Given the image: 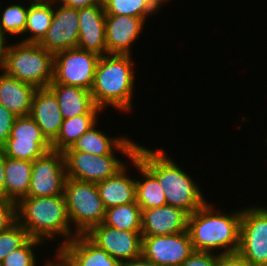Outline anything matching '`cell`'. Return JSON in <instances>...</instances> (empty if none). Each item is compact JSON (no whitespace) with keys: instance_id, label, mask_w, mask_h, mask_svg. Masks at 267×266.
I'll return each mask as SVG.
<instances>
[{"instance_id":"obj_1","label":"cell","mask_w":267,"mask_h":266,"mask_svg":"<svg viewBox=\"0 0 267 266\" xmlns=\"http://www.w3.org/2000/svg\"><path fill=\"white\" fill-rule=\"evenodd\" d=\"M135 157L158 179L168 205L190 215L209 201L198 181L177 165L164 148L152 150L138 144Z\"/></svg>"},{"instance_id":"obj_2","label":"cell","mask_w":267,"mask_h":266,"mask_svg":"<svg viewBox=\"0 0 267 266\" xmlns=\"http://www.w3.org/2000/svg\"><path fill=\"white\" fill-rule=\"evenodd\" d=\"M215 208L212 201L211 203L207 201L201 208L189 215L187 230L193 249L219 255L237 253L241 209L224 212L222 209Z\"/></svg>"},{"instance_id":"obj_3","label":"cell","mask_w":267,"mask_h":266,"mask_svg":"<svg viewBox=\"0 0 267 266\" xmlns=\"http://www.w3.org/2000/svg\"><path fill=\"white\" fill-rule=\"evenodd\" d=\"M131 55L106 54L100 56L90 90L97 107H107L129 113L133 105L135 69Z\"/></svg>"},{"instance_id":"obj_4","label":"cell","mask_w":267,"mask_h":266,"mask_svg":"<svg viewBox=\"0 0 267 266\" xmlns=\"http://www.w3.org/2000/svg\"><path fill=\"white\" fill-rule=\"evenodd\" d=\"M17 222L27 229L32 238L45 243L53 241L56 236L63 237L62 242H57V248L77 235L68 218L64 195L20 199L17 202Z\"/></svg>"},{"instance_id":"obj_5","label":"cell","mask_w":267,"mask_h":266,"mask_svg":"<svg viewBox=\"0 0 267 266\" xmlns=\"http://www.w3.org/2000/svg\"><path fill=\"white\" fill-rule=\"evenodd\" d=\"M138 144L131 137H126L108 155H93L81 151H63L67 178L97 184L112 177L127 165V162L116 157L117 151L118 154L121 153L131 160L135 156Z\"/></svg>"},{"instance_id":"obj_6","label":"cell","mask_w":267,"mask_h":266,"mask_svg":"<svg viewBox=\"0 0 267 266\" xmlns=\"http://www.w3.org/2000/svg\"><path fill=\"white\" fill-rule=\"evenodd\" d=\"M54 55L38 43L18 41L10 44L4 72L39 88L53 81Z\"/></svg>"},{"instance_id":"obj_7","label":"cell","mask_w":267,"mask_h":266,"mask_svg":"<svg viewBox=\"0 0 267 266\" xmlns=\"http://www.w3.org/2000/svg\"><path fill=\"white\" fill-rule=\"evenodd\" d=\"M63 194L69 221L77 235L103 223L106 208L95 183L67 178Z\"/></svg>"},{"instance_id":"obj_8","label":"cell","mask_w":267,"mask_h":266,"mask_svg":"<svg viewBox=\"0 0 267 266\" xmlns=\"http://www.w3.org/2000/svg\"><path fill=\"white\" fill-rule=\"evenodd\" d=\"M252 206L241 208L237 253L253 266H267V207Z\"/></svg>"},{"instance_id":"obj_9","label":"cell","mask_w":267,"mask_h":266,"mask_svg":"<svg viewBox=\"0 0 267 266\" xmlns=\"http://www.w3.org/2000/svg\"><path fill=\"white\" fill-rule=\"evenodd\" d=\"M100 56L80 48H71L54 55L53 81L91 90Z\"/></svg>"},{"instance_id":"obj_10","label":"cell","mask_w":267,"mask_h":266,"mask_svg":"<svg viewBox=\"0 0 267 266\" xmlns=\"http://www.w3.org/2000/svg\"><path fill=\"white\" fill-rule=\"evenodd\" d=\"M67 179L62 151L51 150L32 162L30 186L26 197L64 195Z\"/></svg>"},{"instance_id":"obj_11","label":"cell","mask_w":267,"mask_h":266,"mask_svg":"<svg viewBox=\"0 0 267 266\" xmlns=\"http://www.w3.org/2000/svg\"><path fill=\"white\" fill-rule=\"evenodd\" d=\"M193 251L188 230L173 235L142 236L141 255L160 266H180Z\"/></svg>"},{"instance_id":"obj_12","label":"cell","mask_w":267,"mask_h":266,"mask_svg":"<svg viewBox=\"0 0 267 266\" xmlns=\"http://www.w3.org/2000/svg\"><path fill=\"white\" fill-rule=\"evenodd\" d=\"M79 39L78 9L53 0V18L46 35L38 43L48 52H58L77 47Z\"/></svg>"},{"instance_id":"obj_13","label":"cell","mask_w":267,"mask_h":266,"mask_svg":"<svg viewBox=\"0 0 267 266\" xmlns=\"http://www.w3.org/2000/svg\"><path fill=\"white\" fill-rule=\"evenodd\" d=\"M85 235L121 263L141 256V232L119 230L101 223Z\"/></svg>"},{"instance_id":"obj_14","label":"cell","mask_w":267,"mask_h":266,"mask_svg":"<svg viewBox=\"0 0 267 266\" xmlns=\"http://www.w3.org/2000/svg\"><path fill=\"white\" fill-rule=\"evenodd\" d=\"M145 21L128 15L105 16L107 54L131 55L132 46L144 31ZM133 44V45H132Z\"/></svg>"},{"instance_id":"obj_15","label":"cell","mask_w":267,"mask_h":266,"mask_svg":"<svg viewBox=\"0 0 267 266\" xmlns=\"http://www.w3.org/2000/svg\"><path fill=\"white\" fill-rule=\"evenodd\" d=\"M79 39L77 48L99 56L107 54L104 6L101 0L93 6L78 8Z\"/></svg>"},{"instance_id":"obj_16","label":"cell","mask_w":267,"mask_h":266,"mask_svg":"<svg viewBox=\"0 0 267 266\" xmlns=\"http://www.w3.org/2000/svg\"><path fill=\"white\" fill-rule=\"evenodd\" d=\"M189 214L168 204L142 210L141 236L173 235L188 229Z\"/></svg>"},{"instance_id":"obj_17","label":"cell","mask_w":267,"mask_h":266,"mask_svg":"<svg viewBox=\"0 0 267 266\" xmlns=\"http://www.w3.org/2000/svg\"><path fill=\"white\" fill-rule=\"evenodd\" d=\"M30 116L41 128L43 135L52 143L60 133L64 118L58 100L49 88L36 90Z\"/></svg>"},{"instance_id":"obj_18","label":"cell","mask_w":267,"mask_h":266,"mask_svg":"<svg viewBox=\"0 0 267 266\" xmlns=\"http://www.w3.org/2000/svg\"><path fill=\"white\" fill-rule=\"evenodd\" d=\"M48 88L55 94L65 119L80 115H100L103 110L94 103L89 90L52 81Z\"/></svg>"},{"instance_id":"obj_19","label":"cell","mask_w":267,"mask_h":266,"mask_svg":"<svg viewBox=\"0 0 267 266\" xmlns=\"http://www.w3.org/2000/svg\"><path fill=\"white\" fill-rule=\"evenodd\" d=\"M59 249L75 266H122L104 249L94 244L85 234L76 235Z\"/></svg>"},{"instance_id":"obj_20","label":"cell","mask_w":267,"mask_h":266,"mask_svg":"<svg viewBox=\"0 0 267 266\" xmlns=\"http://www.w3.org/2000/svg\"><path fill=\"white\" fill-rule=\"evenodd\" d=\"M37 88L0 72V103L15 116L30 115Z\"/></svg>"},{"instance_id":"obj_21","label":"cell","mask_w":267,"mask_h":266,"mask_svg":"<svg viewBox=\"0 0 267 266\" xmlns=\"http://www.w3.org/2000/svg\"><path fill=\"white\" fill-rule=\"evenodd\" d=\"M125 166L116 175L97 183L99 196L105 208L136 202V179L129 176Z\"/></svg>"},{"instance_id":"obj_22","label":"cell","mask_w":267,"mask_h":266,"mask_svg":"<svg viewBox=\"0 0 267 266\" xmlns=\"http://www.w3.org/2000/svg\"><path fill=\"white\" fill-rule=\"evenodd\" d=\"M53 18V0H30L23 36L19 41L39 43L46 35ZM21 38V39H20Z\"/></svg>"},{"instance_id":"obj_23","label":"cell","mask_w":267,"mask_h":266,"mask_svg":"<svg viewBox=\"0 0 267 266\" xmlns=\"http://www.w3.org/2000/svg\"><path fill=\"white\" fill-rule=\"evenodd\" d=\"M130 161L142 177L136 180V203L141 210L166 205L158 179L135 156Z\"/></svg>"},{"instance_id":"obj_24","label":"cell","mask_w":267,"mask_h":266,"mask_svg":"<svg viewBox=\"0 0 267 266\" xmlns=\"http://www.w3.org/2000/svg\"><path fill=\"white\" fill-rule=\"evenodd\" d=\"M32 171V161L5 158V198L16 203L27 196Z\"/></svg>"},{"instance_id":"obj_25","label":"cell","mask_w":267,"mask_h":266,"mask_svg":"<svg viewBox=\"0 0 267 266\" xmlns=\"http://www.w3.org/2000/svg\"><path fill=\"white\" fill-rule=\"evenodd\" d=\"M97 129V123L85 132L70 148L64 151H81L93 155L110 154L127 136L109 137Z\"/></svg>"},{"instance_id":"obj_26","label":"cell","mask_w":267,"mask_h":266,"mask_svg":"<svg viewBox=\"0 0 267 266\" xmlns=\"http://www.w3.org/2000/svg\"><path fill=\"white\" fill-rule=\"evenodd\" d=\"M170 0H101L106 15H128L142 18L162 10L163 4Z\"/></svg>"},{"instance_id":"obj_27","label":"cell","mask_w":267,"mask_h":266,"mask_svg":"<svg viewBox=\"0 0 267 266\" xmlns=\"http://www.w3.org/2000/svg\"><path fill=\"white\" fill-rule=\"evenodd\" d=\"M99 115H80L65 119L57 138L51 143L52 150L64 151L72 145L92 126L99 123Z\"/></svg>"},{"instance_id":"obj_28","label":"cell","mask_w":267,"mask_h":266,"mask_svg":"<svg viewBox=\"0 0 267 266\" xmlns=\"http://www.w3.org/2000/svg\"><path fill=\"white\" fill-rule=\"evenodd\" d=\"M103 224L119 230L141 232L142 210L136 202L109 207Z\"/></svg>"},{"instance_id":"obj_29","label":"cell","mask_w":267,"mask_h":266,"mask_svg":"<svg viewBox=\"0 0 267 266\" xmlns=\"http://www.w3.org/2000/svg\"><path fill=\"white\" fill-rule=\"evenodd\" d=\"M16 2L0 10V34L10 37L23 35L26 26L28 4L22 5ZM3 11V12H1Z\"/></svg>"},{"instance_id":"obj_30","label":"cell","mask_w":267,"mask_h":266,"mask_svg":"<svg viewBox=\"0 0 267 266\" xmlns=\"http://www.w3.org/2000/svg\"><path fill=\"white\" fill-rule=\"evenodd\" d=\"M5 156L26 161H34L52 150L49 141H17V139H7L2 146Z\"/></svg>"},{"instance_id":"obj_31","label":"cell","mask_w":267,"mask_h":266,"mask_svg":"<svg viewBox=\"0 0 267 266\" xmlns=\"http://www.w3.org/2000/svg\"><path fill=\"white\" fill-rule=\"evenodd\" d=\"M42 244L46 245L40 239L31 238L25 245L9 253L0 263L1 266H41L37 262L35 247Z\"/></svg>"},{"instance_id":"obj_32","label":"cell","mask_w":267,"mask_h":266,"mask_svg":"<svg viewBox=\"0 0 267 266\" xmlns=\"http://www.w3.org/2000/svg\"><path fill=\"white\" fill-rule=\"evenodd\" d=\"M31 238L27 229L18 222L0 233V263L9 253L25 245Z\"/></svg>"},{"instance_id":"obj_33","label":"cell","mask_w":267,"mask_h":266,"mask_svg":"<svg viewBox=\"0 0 267 266\" xmlns=\"http://www.w3.org/2000/svg\"><path fill=\"white\" fill-rule=\"evenodd\" d=\"M8 139L17 141H48L30 115L17 117Z\"/></svg>"},{"instance_id":"obj_34","label":"cell","mask_w":267,"mask_h":266,"mask_svg":"<svg viewBox=\"0 0 267 266\" xmlns=\"http://www.w3.org/2000/svg\"><path fill=\"white\" fill-rule=\"evenodd\" d=\"M17 223V203L13 200L0 198V233Z\"/></svg>"},{"instance_id":"obj_35","label":"cell","mask_w":267,"mask_h":266,"mask_svg":"<svg viewBox=\"0 0 267 266\" xmlns=\"http://www.w3.org/2000/svg\"><path fill=\"white\" fill-rule=\"evenodd\" d=\"M220 256L213 252L193 251L180 266H218Z\"/></svg>"},{"instance_id":"obj_36","label":"cell","mask_w":267,"mask_h":266,"mask_svg":"<svg viewBox=\"0 0 267 266\" xmlns=\"http://www.w3.org/2000/svg\"><path fill=\"white\" fill-rule=\"evenodd\" d=\"M16 118L17 116L0 103V147H2L10 137L11 129Z\"/></svg>"},{"instance_id":"obj_37","label":"cell","mask_w":267,"mask_h":266,"mask_svg":"<svg viewBox=\"0 0 267 266\" xmlns=\"http://www.w3.org/2000/svg\"><path fill=\"white\" fill-rule=\"evenodd\" d=\"M218 266H253L238 253L221 255Z\"/></svg>"},{"instance_id":"obj_38","label":"cell","mask_w":267,"mask_h":266,"mask_svg":"<svg viewBox=\"0 0 267 266\" xmlns=\"http://www.w3.org/2000/svg\"><path fill=\"white\" fill-rule=\"evenodd\" d=\"M55 251L53 261L48 258L42 266H75V264L59 248H56Z\"/></svg>"},{"instance_id":"obj_39","label":"cell","mask_w":267,"mask_h":266,"mask_svg":"<svg viewBox=\"0 0 267 266\" xmlns=\"http://www.w3.org/2000/svg\"><path fill=\"white\" fill-rule=\"evenodd\" d=\"M9 37L0 34V71L4 72L6 58H7V51L10 46L8 43Z\"/></svg>"},{"instance_id":"obj_40","label":"cell","mask_w":267,"mask_h":266,"mask_svg":"<svg viewBox=\"0 0 267 266\" xmlns=\"http://www.w3.org/2000/svg\"><path fill=\"white\" fill-rule=\"evenodd\" d=\"M5 153L2 147H0V198H5Z\"/></svg>"},{"instance_id":"obj_41","label":"cell","mask_w":267,"mask_h":266,"mask_svg":"<svg viewBox=\"0 0 267 266\" xmlns=\"http://www.w3.org/2000/svg\"><path fill=\"white\" fill-rule=\"evenodd\" d=\"M59 1L66 6L78 9V8L93 6L100 0H59Z\"/></svg>"},{"instance_id":"obj_42","label":"cell","mask_w":267,"mask_h":266,"mask_svg":"<svg viewBox=\"0 0 267 266\" xmlns=\"http://www.w3.org/2000/svg\"><path fill=\"white\" fill-rule=\"evenodd\" d=\"M122 266H160L153 261L144 258L142 255L122 263Z\"/></svg>"}]
</instances>
